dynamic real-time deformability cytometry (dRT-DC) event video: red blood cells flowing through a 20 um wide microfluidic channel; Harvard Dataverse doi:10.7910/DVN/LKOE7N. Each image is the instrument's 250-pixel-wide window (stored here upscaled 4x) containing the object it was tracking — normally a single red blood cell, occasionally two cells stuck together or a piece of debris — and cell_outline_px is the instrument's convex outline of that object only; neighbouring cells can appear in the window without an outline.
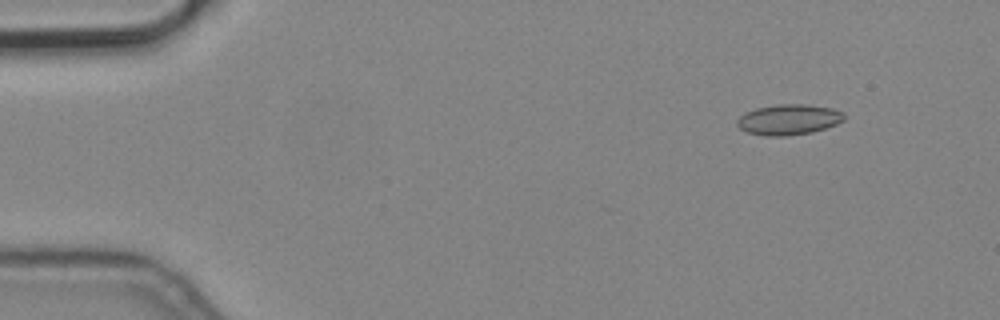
{"species": "common noctule bat (a hibernating species)", "species_latin": "Nyctalus noctula", "temperature_condition": "cold", "stored_images_in_passage": 3, "camera_frame_rate_fps": 3000, "um_per_image_px": 0.085, "animal": {"sex": "male", "body_mass_g": 19.2, "forearm_length_mm": 51.8}, "frame": {"image": 1, "passage_image": 2, "time_ms": 0.333, "image_size_px": [1000, 320], "cell_outline_px": [[844, 120], [836, 124], [812, 132], [784, 136], [764, 136], [748, 132], [740, 128], [736, 124], [736, 120], [744, 112], [756, 108], [776, 104], [808, 104], [832, 108], [844, 112]], "centroid_in_image_um": [67.02, 10.15], "position_along_channel_um": 18.0, "area_um2": 19.13}}